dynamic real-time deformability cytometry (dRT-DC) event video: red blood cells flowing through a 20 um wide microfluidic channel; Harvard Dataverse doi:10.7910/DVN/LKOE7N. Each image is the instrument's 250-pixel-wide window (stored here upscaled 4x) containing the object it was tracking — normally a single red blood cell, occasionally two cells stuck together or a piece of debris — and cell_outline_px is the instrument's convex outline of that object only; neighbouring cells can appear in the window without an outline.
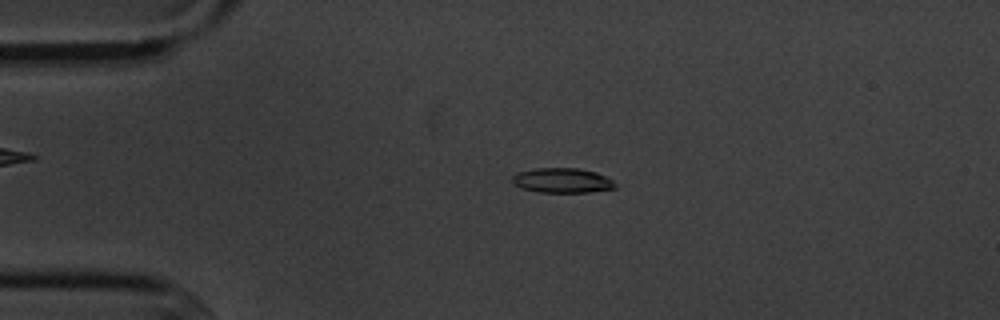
{"species": "common noctule bat (a hibernating species)", "species_latin": "Nyctalus noctula", "temperature_condition": "cold", "stored_images_in_passage": 4, "camera_frame_rate_fps": 3000, "um_per_image_px": 0.085, "animal": {"sex": "male", "body_mass_g": 20.1, "forearm_length_mm": 53.5}, "frame": {"image": 1, "passage_image": 3, "time_ms": 2.333, "image_size_px": [1000, 320], "cell_outline_px": [[616, 188], [588, 192], [536, 192], [512, 184], [512, 176], [516, 172], [536, 168], [580, 168], [596, 172], [612, 180], [616, 184]], "centroid_in_image_um": [47.76, 15.33], "position_along_channel_um": 37.2, "area_um2": 14.91}}